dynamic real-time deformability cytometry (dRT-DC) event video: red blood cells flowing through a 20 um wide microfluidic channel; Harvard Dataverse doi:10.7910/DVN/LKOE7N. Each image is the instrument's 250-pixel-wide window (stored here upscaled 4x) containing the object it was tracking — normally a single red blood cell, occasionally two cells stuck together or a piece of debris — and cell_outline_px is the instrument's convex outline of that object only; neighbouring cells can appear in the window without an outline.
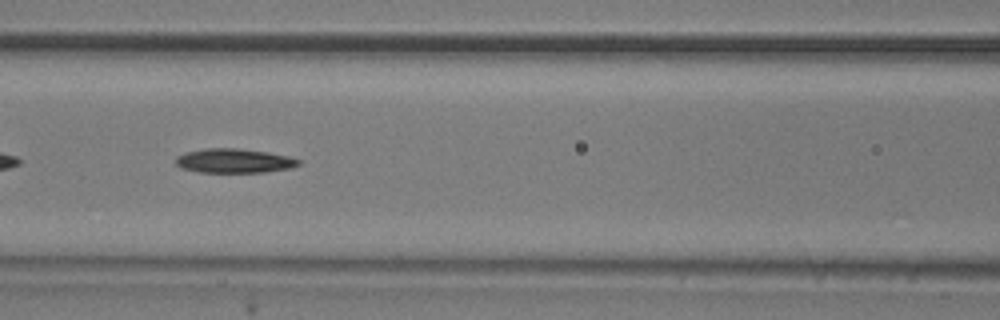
{"species": "common noctule bat (a hibernating species)", "species_latin": "Nyctalus noctula", "temperature_condition": "room temperature", "stored_images_in_passage": 34, "camera_frame_rate_fps": 3000, "um_per_image_px": 0.085, "animal": {"sex": "male", "body_mass_g": 20.5, "forearm_length_mm": 52.5}, "frame": {"image": 1, "passage_image": 8, "time_ms": 2.333, "image_size_px": [1000, 320], "cell_outline_px": [[300, 164], [292, 168], [264, 172], [200, 172], [180, 168], [176, 164], [176, 156], [184, 152], [204, 148], [236, 148], [268, 152], [288, 156], [300, 160]], "centroid_in_image_um": [19.88, 13.66], "position_along_channel_um": 146.7, "area_um2": 17.46}}